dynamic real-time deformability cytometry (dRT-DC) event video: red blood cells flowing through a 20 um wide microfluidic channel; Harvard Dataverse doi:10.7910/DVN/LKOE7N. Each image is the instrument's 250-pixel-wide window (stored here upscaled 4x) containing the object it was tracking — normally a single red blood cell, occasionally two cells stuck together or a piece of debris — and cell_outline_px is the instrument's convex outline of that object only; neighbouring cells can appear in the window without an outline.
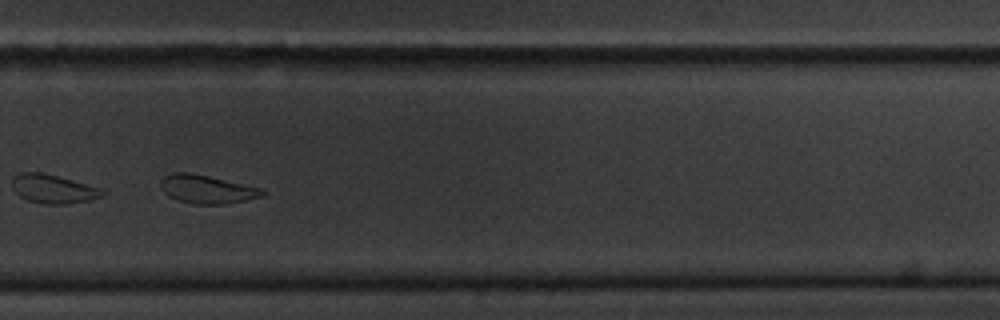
{"species": "common noctule bat (a hibernating species)", "species_latin": "Nyctalus noctula", "temperature_condition": "cold", "stored_images_in_passage": 58, "segment_of_instrument_passage": [2, 2], "camera_frame_rate_fps": 3000, "um_per_image_px": 0.085, "animal": {"sex": "male", "body_mass_g": 20.1, "forearm_length_mm": 53.5}, "frame": {"image": 1, "passage_image": 40, "time_ms": 13.0, "image_size_px": [1000, 320], "cell_outline_px": [[264, 196], [224, 204], [192, 204], [168, 196], [164, 192], [160, 184], [160, 180], [164, 176], [172, 172], [188, 172], [208, 176], [264, 188]], "centroid_in_image_um": [17.59, 16.08], "position_along_channel_um": 312.2, "area_um2": 16.82}}
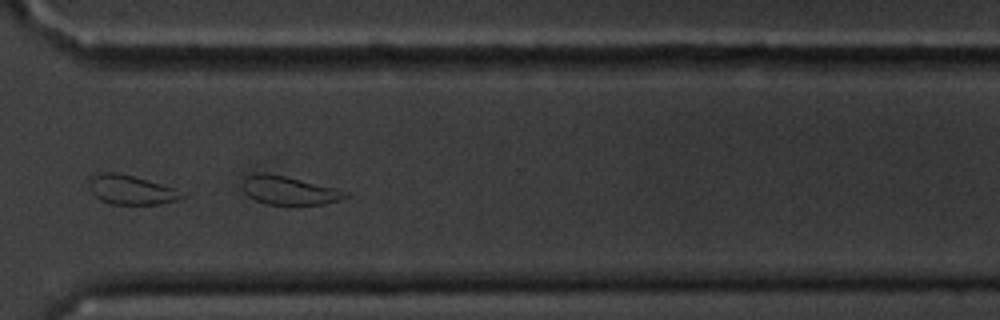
{"frame": {"image": 2, "passage_image": 43, "time_ms": 14.0, "image_size_px": [1000, 320], "cell_outline_px": [[348, 196], [340, 200], [324, 204], [268, 204], [256, 200], [248, 196], [244, 192], [244, 180], [248, 176], [264, 172], [284, 176], [336, 188], [348, 192]], "centroid_in_image_um": [24.6, 16.19], "position_along_channel_um": 346.0, "area_um2": 16.65}}